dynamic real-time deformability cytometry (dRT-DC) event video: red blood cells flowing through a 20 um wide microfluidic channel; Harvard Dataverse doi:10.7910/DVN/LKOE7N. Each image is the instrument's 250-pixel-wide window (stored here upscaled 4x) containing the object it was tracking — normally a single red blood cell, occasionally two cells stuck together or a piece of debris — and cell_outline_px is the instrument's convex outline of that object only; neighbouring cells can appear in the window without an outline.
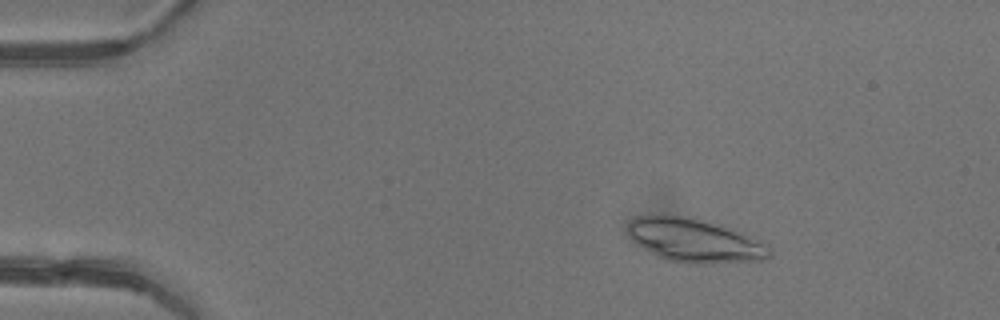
{"species": "common noctule bat (a hibernating species)", "species_latin": "Nyctalus noctula", "temperature_condition": "warm", "stored_images_in_passage": 4, "camera_frame_rate_fps": 3000, "um_per_image_px": 0.085, "animal": {"sex": "female"}, "frame": {"image": 1, "passage_image": 3, "time_ms": 2.333, "image_size_px": [1000, 320], "cell_outline_px": [[772, 256], [760, 260], [704, 264], [688, 264], [668, 260], [644, 248], [632, 240], [628, 232], [628, 224], [636, 216], [648, 212], [692, 216], [720, 224], [732, 228], [756, 240], [768, 248], [772, 252]], "centroid_in_image_um": [58.97, 20.39], "position_along_channel_um": 26.0, "area_um2": 36.41}}